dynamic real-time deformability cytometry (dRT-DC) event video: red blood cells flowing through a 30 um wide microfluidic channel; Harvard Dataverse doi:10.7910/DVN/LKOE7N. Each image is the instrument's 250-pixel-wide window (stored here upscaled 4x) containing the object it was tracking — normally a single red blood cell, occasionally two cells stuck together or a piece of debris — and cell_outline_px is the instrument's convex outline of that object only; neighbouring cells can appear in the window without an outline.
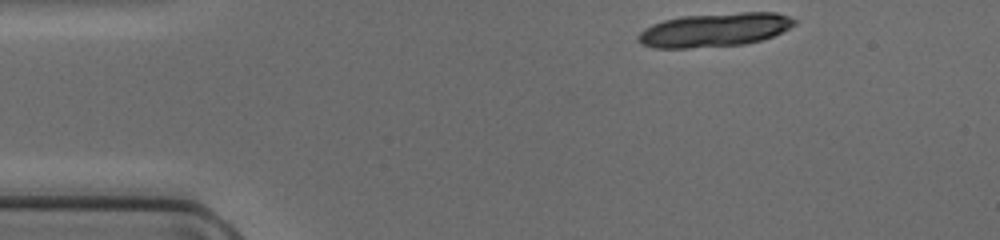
{"species": "common noctule bat (a hibernating species)", "species_latin": "Nyctalus noctula", "temperature_condition": "cold", "stored_images_in_passage": 10, "camera_frame_rate_fps": 3000, "um_per_image_px": 0.085, "animal": {"sex": "female", "body_mass_g": 17.0, "forearm_length_mm": 48.0}, "frame": {"image": 1, "passage_image": 1, "time_ms": 0.0, "image_size_px": [1000, 240], "cell_outline_px": [[796, 24], [772, 36], [760, 40], [744, 44], [688, 48], [656, 48], [640, 44], [636, 40], [636, 36], [644, 28], [652, 24], [664, 20], [680, 16], [740, 12], [776, 12], [788, 16], [796, 20]], "centroid_in_image_um": [60.69, 2.53], "position_along_channel_um": 24.3, "area_um2": 30.81}}